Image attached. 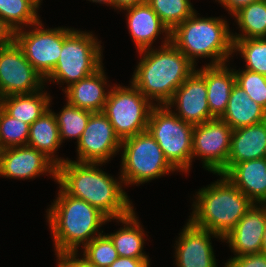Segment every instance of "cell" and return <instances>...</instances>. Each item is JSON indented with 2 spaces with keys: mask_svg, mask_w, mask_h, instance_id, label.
Here are the masks:
<instances>
[{
  "mask_svg": "<svg viewBox=\"0 0 266 267\" xmlns=\"http://www.w3.org/2000/svg\"><path fill=\"white\" fill-rule=\"evenodd\" d=\"M32 1L39 7L42 0H32Z\"/></svg>",
  "mask_w": 266,
  "mask_h": 267,
  "instance_id": "f6af8a7d",
  "label": "cell"
},
{
  "mask_svg": "<svg viewBox=\"0 0 266 267\" xmlns=\"http://www.w3.org/2000/svg\"><path fill=\"white\" fill-rule=\"evenodd\" d=\"M120 148L123 154L119 179L125 186H138L176 171L148 131L122 140Z\"/></svg>",
  "mask_w": 266,
  "mask_h": 267,
  "instance_id": "52a82bcc",
  "label": "cell"
},
{
  "mask_svg": "<svg viewBox=\"0 0 266 267\" xmlns=\"http://www.w3.org/2000/svg\"><path fill=\"white\" fill-rule=\"evenodd\" d=\"M224 267H266V254L256 253L231 257Z\"/></svg>",
  "mask_w": 266,
  "mask_h": 267,
  "instance_id": "e575fe53",
  "label": "cell"
},
{
  "mask_svg": "<svg viewBox=\"0 0 266 267\" xmlns=\"http://www.w3.org/2000/svg\"><path fill=\"white\" fill-rule=\"evenodd\" d=\"M101 165L67 158L57 166L56 181L67 194L86 201L111 220L130 215L134 208L122 189L123 180L118 182L98 168Z\"/></svg>",
  "mask_w": 266,
  "mask_h": 267,
  "instance_id": "6da1fadb",
  "label": "cell"
},
{
  "mask_svg": "<svg viewBox=\"0 0 266 267\" xmlns=\"http://www.w3.org/2000/svg\"><path fill=\"white\" fill-rule=\"evenodd\" d=\"M266 226V204H253L236 226L223 238L234 256L261 253Z\"/></svg>",
  "mask_w": 266,
  "mask_h": 267,
  "instance_id": "e0dca14e",
  "label": "cell"
},
{
  "mask_svg": "<svg viewBox=\"0 0 266 267\" xmlns=\"http://www.w3.org/2000/svg\"><path fill=\"white\" fill-rule=\"evenodd\" d=\"M30 125L10 116L4 109L0 116V150L27 146Z\"/></svg>",
  "mask_w": 266,
  "mask_h": 267,
  "instance_id": "1f68e13d",
  "label": "cell"
},
{
  "mask_svg": "<svg viewBox=\"0 0 266 267\" xmlns=\"http://www.w3.org/2000/svg\"><path fill=\"white\" fill-rule=\"evenodd\" d=\"M92 113L68 103L61 109L59 114L55 113L61 142L72 138H76L78 142Z\"/></svg>",
  "mask_w": 266,
  "mask_h": 267,
  "instance_id": "f1b7e54d",
  "label": "cell"
},
{
  "mask_svg": "<svg viewBox=\"0 0 266 267\" xmlns=\"http://www.w3.org/2000/svg\"><path fill=\"white\" fill-rule=\"evenodd\" d=\"M3 103H2V100H1V98H0V116H1V113H2V111H3Z\"/></svg>",
  "mask_w": 266,
  "mask_h": 267,
  "instance_id": "ee69618b",
  "label": "cell"
},
{
  "mask_svg": "<svg viewBox=\"0 0 266 267\" xmlns=\"http://www.w3.org/2000/svg\"><path fill=\"white\" fill-rule=\"evenodd\" d=\"M146 2L170 31L196 11L189 0H146Z\"/></svg>",
  "mask_w": 266,
  "mask_h": 267,
  "instance_id": "f546056e",
  "label": "cell"
},
{
  "mask_svg": "<svg viewBox=\"0 0 266 267\" xmlns=\"http://www.w3.org/2000/svg\"><path fill=\"white\" fill-rule=\"evenodd\" d=\"M76 253V267H99L86 262L83 258H78Z\"/></svg>",
  "mask_w": 266,
  "mask_h": 267,
  "instance_id": "60d3db41",
  "label": "cell"
},
{
  "mask_svg": "<svg viewBox=\"0 0 266 267\" xmlns=\"http://www.w3.org/2000/svg\"><path fill=\"white\" fill-rule=\"evenodd\" d=\"M58 197L47 209V219L53 236L55 255L78 253L93 238L102 235L100 227L111 221L86 201L67 194L60 186Z\"/></svg>",
  "mask_w": 266,
  "mask_h": 267,
  "instance_id": "3957f363",
  "label": "cell"
},
{
  "mask_svg": "<svg viewBox=\"0 0 266 267\" xmlns=\"http://www.w3.org/2000/svg\"><path fill=\"white\" fill-rule=\"evenodd\" d=\"M220 119L234 130L265 121L266 110L255 103L248 94L235 83L225 112Z\"/></svg>",
  "mask_w": 266,
  "mask_h": 267,
  "instance_id": "603a6c76",
  "label": "cell"
},
{
  "mask_svg": "<svg viewBox=\"0 0 266 267\" xmlns=\"http://www.w3.org/2000/svg\"><path fill=\"white\" fill-rule=\"evenodd\" d=\"M107 78L103 65L93 74L64 87L67 103L91 112H103L109 89L105 92Z\"/></svg>",
  "mask_w": 266,
  "mask_h": 267,
  "instance_id": "ffe728a7",
  "label": "cell"
},
{
  "mask_svg": "<svg viewBox=\"0 0 266 267\" xmlns=\"http://www.w3.org/2000/svg\"><path fill=\"white\" fill-rule=\"evenodd\" d=\"M233 16L242 33H233L232 39L266 38V1L253 2Z\"/></svg>",
  "mask_w": 266,
  "mask_h": 267,
  "instance_id": "4316f807",
  "label": "cell"
},
{
  "mask_svg": "<svg viewBox=\"0 0 266 267\" xmlns=\"http://www.w3.org/2000/svg\"><path fill=\"white\" fill-rule=\"evenodd\" d=\"M167 106L169 108L176 106L175 111L178 112L174 113L186 123L194 126L215 119L210 113L207 101L205 78L196 69L175 90Z\"/></svg>",
  "mask_w": 266,
  "mask_h": 267,
  "instance_id": "5bb4252c",
  "label": "cell"
},
{
  "mask_svg": "<svg viewBox=\"0 0 266 267\" xmlns=\"http://www.w3.org/2000/svg\"><path fill=\"white\" fill-rule=\"evenodd\" d=\"M49 173L56 180L57 166L43 153L29 146L0 150V176L33 179Z\"/></svg>",
  "mask_w": 266,
  "mask_h": 267,
  "instance_id": "9a60e30c",
  "label": "cell"
},
{
  "mask_svg": "<svg viewBox=\"0 0 266 267\" xmlns=\"http://www.w3.org/2000/svg\"><path fill=\"white\" fill-rule=\"evenodd\" d=\"M233 129L220 118L195 125L192 136V159L200 157L203 167L218 174L227 164Z\"/></svg>",
  "mask_w": 266,
  "mask_h": 267,
  "instance_id": "7c38bea8",
  "label": "cell"
},
{
  "mask_svg": "<svg viewBox=\"0 0 266 267\" xmlns=\"http://www.w3.org/2000/svg\"><path fill=\"white\" fill-rule=\"evenodd\" d=\"M92 32L73 30L63 41L54 70L45 78L67 87L93 74L102 65L101 41Z\"/></svg>",
  "mask_w": 266,
  "mask_h": 267,
  "instance_id": "ba28073f",
  "label": "cell"
},
{
  "mask_svg": "<svg viewBox=\"0 0 266 267\" xmlns=\"http://www.w3.org/2000/svg\"><path fill=\"white\" fill-rule=\"evenodd\" d=\"M39 7L32 0H0V17L18 31L40 21Z\"/></svg>",
  "mask_w": 266,
  "mask_h": 267,
  "instance_id": "83f0119b",
  "label": "cell"
},
{
  "mask_svg": "<svg viewBox=\"0 0 266 267\" xmlns=\"http://www.w3.org/2000/svg\"><path fill=\"white\" fill-rule=\"evenodd\" d=\"M162 44L159 50L149 48L138 51L143 56L130 81L157 105H167L175 90L196 68L171 41L164 40Z\"/></svg>",
  "mask_w": 266,
  "mask_h": 267,
  "instance_id": "7a4b0ae2",
  "label": "cell"
},
{
  "mask_svg": "<svg viewBox=\"0 0 266 267\" xmlns=\"http://www.w3.org/2000/svg\"><path fill=\"white\" fill-rule=\"evenodd\" d=\"M261 253L266 254V226L263 234V239H262V248H261Z\"/></svg>",
  "mask_w": 266,
  "mask_h": 267,
  "instance_id": "7bdbcfd3",
  "label": "cell"
},
{
  "mask_svg": "<svg viewBox=\"0 0 266 267\" xmlns=\"http://www.w3.org/2000/svg\"><path fill=\"white\" fill-rule=\"evenodd\" d=\"M266 157V120L232 131L229 158L218 173L225 175L236 163Z\"/></svg>",
  "mask_w": 266,
  "mask_h": 267,
  "instance_id": "ac0fdd59",
  "label": "cell"
},
{
  "mask_svg": "<svg viewBox=\"0 0 266 267\" xmlns=\"http://www.w3.org/2000/svg\"><path fill=\"white\" fill-rule=\"evenodd\" d=\"M57 267H76V253L70 255H57Z\"/></svg>",
  "mask_w": 266,
  "mask_h": 267,
  "instance_id": "f35d334b",
  "label": "cell"
},
{
  "mask_svg": "<svg viewBox=\"0 0 266 267\" xmlns=\"http://www.w3.org/2000/svg\"><path fill=\"white\" fill-rule=\"evenodd\" d=\"M39 21L28 31H15L16 44L23 51L26 59L45 79L55 68L59 59L64 39L74 30L58 27L46 28Z\"/></svg>",
  "mask_w": 266,
  "mask_h": 267,
  "instance_id": "30bf717a",
  "label": "cell"
},
{
  "mask_svg": "<svg viewBox=\"0 0 266 267\" xmlns=\"http://www.w3.org/2000/svg\"><path fill=\"white\" fill-rule=\"evenodd\" d=\"M176 241L175 258L177 267H217L211 236L223 240L217 234L195 226L188 220Z\"/></svg>",
  "mask_w": 266,
  "mask_h": 267,
  "instance_id": "2e32d148",
  "label": "cell"
},
{
  "mask_svg": "<svg viewBox=\"0 0 266 267\" xmlns=\"http://www.w3.org/2000/svg\"><path fill=\"white\" fill-rule=\"evenodd\" d=\"M121 143L108 117L103 112H93L77 142L76 162L106 164L120 152Z\"/></svg>",
  "mask_w": 266,
  "mask_h": 267,
  "instance_id": "4fadbf2b",
  "label": "cell"
},
{
  "mask_svg": "<svg viewBox=\"0 0 266 267\" xmlns=\"http://www.w3.org/2000/svg\"><path fill=\"white\" fill-rule=\"evenodd\" d=\"M155 105L132 83L130 87L116 85L109 90L103 113L122 141L147 131L149 116Z\"/></svg>",
  "mask_w": 266,
  "mask_h": 267,
  "instance_id": "9c48e42d",
  "label": "cell"
},
{
  "mask_svg": "<svg viewBox=\"0 0 266 267\" xmlns=\"http://www.w3.org/2000/svg\"><path fill=\"white\" fill-rule=\"evenodd\" d=\"M124 10L127 11L129 33L137 51L152 48L153 42L164 32L165 41H171V31L147 2Z\"/></svg>",
  "mask_w": 266,
  "mask_h": 267,
  "instance_id": "d6986e66",
  "label": "cell"
},
{
  "mask_svg": "<svg viewBox=\"0 0 266 267\" xmlns=\"http://www.w3.org/2000/svg\"><path fill=\"white\" fill-rule=\"evenodd\" d=\"M195 11L171 31V42L196 66V58H210L207 65L229 62L233 39L227 21L198 17Z\"/></svg>",
  "mask_w": 266,
  "mask_h": 267,
  "instance_id": "5b68a950",
  "label": "cell"
},
{
  "mask_svg": "<svg viewBox=\"0 0 266 267\" xmlns=\"http://www.w3.org/2000/svg\"><path fill=\"white\" fill-rule=\"evenodd\" d=\"M241 53L246 70L266 76V38L233 39V52Z\"/></svg>",
  "mask_w": 266,
  "mask_h": 267,
  "instance_id": "4dcf8cb0",
  "label": "cell"
},
{
  "mask_svg": "<svg viewBox=\"0 0 266 267\" xmlns=\"http://www.w3.org/2000/svg\"><path fill=\"white\" fill-rule=\"evenodd\" d=\"M225 176L254 204H266V157L236 163Z\"/></svg>",
  "mask_w": 266,
  "mask_h": 267,
  "instance_id": "44dd1931",
  "label": "cell"
},
{
  "mask_svg": "<svg viewBox=\"0 0 266 267\" xmlns=\"http://www.w3.org/2000/svg\"><path fill=\"white\" fill-rule=\"evenodd\" d=\"M83 248V259L95 266L109 267L119 256L111 239L102 234Z\"/></svg>",
  "mask_w": 266,
  "mask_h": 267,
  "instance_id": "d6a6232c",
  "label": "cell"
},
{
  "mask_svg": "<svg viewBox=\"0 0 266 267\" xmlns=\"http://www.w3.org/2000/svg\"><path fill=\"white\" fill-rule=\"evenodd\" d=\"M133 211L130 215L117 219V222L124 224L117 232L107 234L114 244L119 257L134 259H148L149 256L143 253L145 233L139 220Z\"/></svg>",
  "mask_w": 266,
  "mask_h": 267,
  "instance_id": "d4e9b609",
  "label": "cell"
},
{
  "mask_svg": "<svg viewBox=\"0 0 266 267\" xmlns=\"http://www.w3.org/2000/svg\"><path fill=\"white\" fill-rule=\"evenodd\" d=\"M197 71L205 78L207 101L210 113L214 118H221L225 112L233 86L236 83L234 69L227 63L206 65Z\"/></svg>",
  "mask_w": 266,
  "mask_h": 267,
  "instance_id": "7402d4cb",
  "label": "cell"
},
{
  "mask_svg": "<svg viewBox=\"0 0 266 267\" xmlns=\"http://www.w3.org/2000/svg\"><path fill=\"white\" fill-rule=\"evenodd\" d=\"M4 110L12 117L31 125L50 108L51 97L43 89L1 98Z\"/></svg>",
  "mask_w": 266,
  "mask_h": 267,
  "instance_id": "484cf974",
  "label": "cell"
},
{
  "mask_svg": "<svg viewBox=\"0 0 266 267\" xmlns=\"http://www.w3.org/2000/svg\"><path fill=\"white\" fill-rule=\"evenodd\" d=\"M149 260L118 257L109 267H149Z\"/></svg>",
  "mask_w": 266,
  "mask_h": 267,
  "instance_id": "d590c367",
  "label": "cell"
},
{
  "mask_svg": "<svg viewBox=\"0 0 266 267\" xmlns=\"http://www.w3.org/2000/svg\"><path fill=\"white\" fill-rule=\"evenodd\" d=\"M236 84L239 85L248 96L266 110V76L249 70L234 69Z\"/></svg>",
  "mask_w": 266,
  "mask_h": 267,
  "instance_id": "836d02e7",
  "label": "cell"
},
{
  "mask_svg": "<svg viewBox=\"0 0 266 267\" xmlns=\"http://www.w3.org/2000/svg\"><path fill=\"white\" fill-rule=\"evenodd\" d=\"M14 39H15V32L0 17V48L12 44L14 42Z\"/></svg>",
  "mask_w": 266,
  "mask_h": 267,
  "instance_id": "8d00e7d4",
  "label": "cell"
},
{
  "mask_svg": "<svg viewBox=\"0 0 266 267\" xmlns=\"http://www.w3.org/2000/svg\"><path fill=\"white\" fill-rule=\"evenodd\" d=\"M167 105H155L147 131L158 143L168 162L178 171L188 172L192 163L194 125L180 119Z\"/></svg>",
  "mask_w": 266,
  "mask_h": 267,
  "instance_id": "8992f818",
  "label": "cell"
},
{
  "mask_svg": "<svg viewBox=\"0 0 266 267\" xmlns=\"http://www.w3.org/2000/svg\"><path fill=\"white\" fill-rule=\"evenodd\" d=\"M196 192L189 220L197 227L224 238L254 204L225 175Z\"/></svg>",
  "mask_w": 266,
  "mask_h": 267,
  "instance_id": "277c9868",
  "label": "cell"
},
{
  "mask_svg": "<svg viewBox=\"0 0 266 267\" xmlns=\"http://www.w3.org/2000/svg\"><path fill=\"white\" fill-rule=\"evenodd\" d=\"M61 144L55 113L49 109L30 125L27 146L37 149L58 166L67 160L54 156Z\"/></svg>",
  "mask_w": 266,
  "mask_h": 267,
  "instance_id": "cb8c5ba5",
  "label": "cell"
},
{
  "mask_svg": "<svg viewBox=\"0 0 266 267\" xmlns=\"http://www.w3.org/2000/svg\"><path fill=\"white\" fill-rule=\"evenodd\" d=\"M89 1L100 3V4H107V5L114 7V0H89Z\"/></svg>",
  "mask_w": 266,
  "mask_h": 267,
  "instance_id": "b9f144b4",
  "label": "cell"
},
{
  "mask_svg": "<svg viewBox=\"0 0 266 267\" xmlns=\"http://www.w3.org/2000/svg\"><path fill=\"white\" fill-rule=\"evenodd\" d=\"M144 2L146 0H114V9L124 10Z\"/></svg>",
  "mask_w": 266,
  "mask_h": 267,
  "instance_id": "ab89813d",
  "label": "cell"
},
{
  "mask_svg": "<svg viewBox=\"0 0 266 267\" xmlns=\"http://www.w3.org/2000/svg\"><path fill=\"white\" fill-rule=\"evenodd\" d=\"M215 1H218L221 5H223V7L226 8L228 12H230V15L233 16L241 8L248 6L249 4L256 2L258 0H215Z\"/></svg>",
  "mask_w": 266,
  "mask_h": 267,
  "instance_id": "74e56055",
  "label": "cell"
},
{
  "mask_svg": "<svg viewBox=\"0 0 266 267\" xmlns=\"http://www.w3.org/2000/svg\"><path fill=\"white\" fill-rule=\"evenodd\" d=\"M44 83L15 41L0 48V98L37 92Z\"/></svg>",
  "mask_w": 266,
  "mask_h": 267,
  "instance_id": "8fae6325",
  "label": "cell"
}]
</instances>
